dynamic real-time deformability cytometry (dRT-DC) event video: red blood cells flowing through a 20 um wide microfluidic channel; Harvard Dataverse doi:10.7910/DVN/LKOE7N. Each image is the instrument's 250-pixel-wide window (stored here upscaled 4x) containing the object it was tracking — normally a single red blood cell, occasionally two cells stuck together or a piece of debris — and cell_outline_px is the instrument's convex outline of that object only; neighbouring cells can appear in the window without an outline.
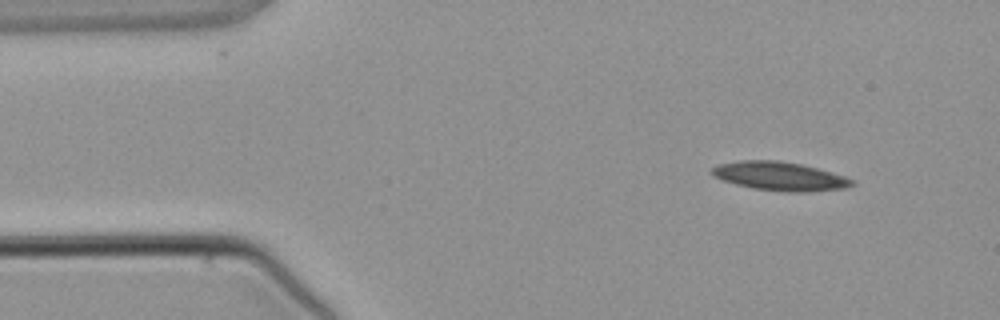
{"species": "common noctule bat (a hibernating species)", "species_latin": "Nyctalus noctula", "temperature_condition": "warm", "stored_images_in_passage": 5, "camera_frame_rate_fps": 3000, "um_per_image_px": 0.085, "animal": {"sex": "male", "body_mass_g": 21.5, "forearm_length_mm": 52.0}, "frame": {"image": 1, "passage_image": 2, "time_ms": 1.333, "image_size_px": [1000, 320], "cell_outline_px": [[856, 184], [844, 188], [808, 192], [784, 192], [752, 188], [736, 184], [712, 176], [708, 172], [712, 168], [720, 164], [740, 160], [776, 160], [800, 164], [816, 168], [844, 176], [856, 180]], "centroid_in_image_um": [66.27, 14.98], "position_along_channel_um": 18.7, "area_um2": 23.47}}
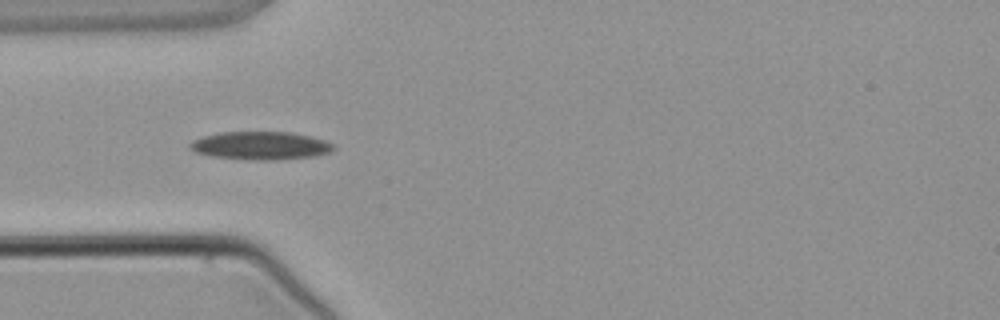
{"frame": {"image": 2, "passage_image": 4, "time_ms": 4.0, "image_size_px": [1000, 320], "cell_outline_px": [[336, 148], [328, 152], [316, 156], [276, 160], [252, 160], [212, 156], [196, 152], [188, 148], [188, 144], [192, 140], [200, 136], [220, 132], [288, 132], [308, 136], [324, 140], [332, 144]], "centroid_in_image_um": [22.09, 12.38], "position_along_channel_um": 62.9, "area_um2": 23.52}}